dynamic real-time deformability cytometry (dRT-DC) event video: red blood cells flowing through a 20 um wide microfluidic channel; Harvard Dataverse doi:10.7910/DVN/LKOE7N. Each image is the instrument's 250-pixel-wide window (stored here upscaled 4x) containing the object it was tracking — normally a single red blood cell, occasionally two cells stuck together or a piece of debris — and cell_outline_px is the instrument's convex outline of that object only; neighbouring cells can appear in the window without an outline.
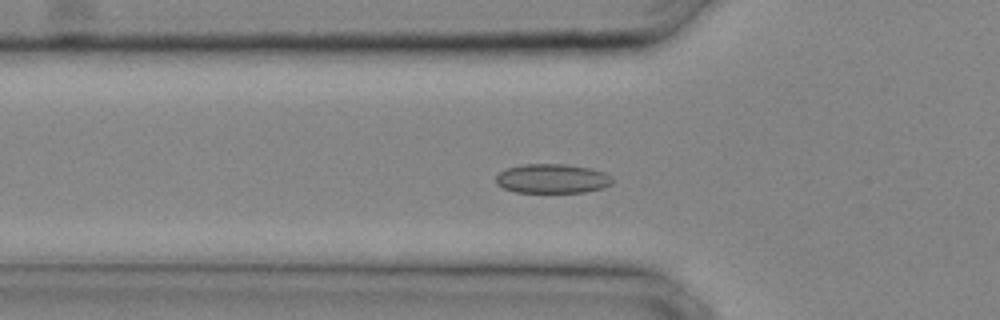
{"species": "common noctule bat (a hibernating species)", "species_latin": "Nyctalus noctula", "temperature_condition": "cold", "stored_images_in_passage": 29, "camera_frame_rate_fps": 3000, "um_per_image_px": 0.085, "animal": {"sex": "male", "body_mass_g": 20.4}, "frame": {"image": 1, "passage_image": 9, "time_ms": 2.667, "image_size_px": [1000, 320], "cell_outline_px": [[612, 184], [604, 188], [584, 192], [516, 192], [504, 188], [496, 184], [496, 176], [500, 172], [508, 168], [524, 164], [564, 164], [588, 168], [604, 172], [612, 180]], "centroid_in_image_um": [46.93, 15.19], "position_along_channel_um": 78.9, "area_um2": 19.71}}
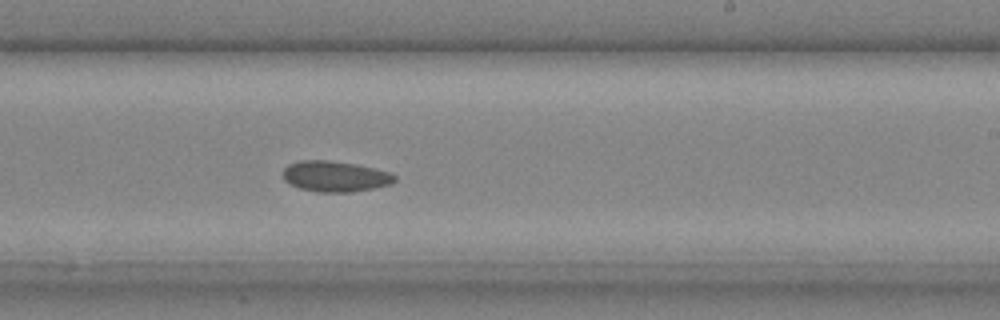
{"frame": {"image": 2, "passage_image": 18, "time_ms": 5.667, "image_size_px": [1000, 320], "cell_outline_px": [[396, 180], [392, 184], [352, 192], [316, 192], [300, 188], [284, 180], [284, 168], [288, 164], [300, 160], [328, 160], [356, 164], [388, 172], [396, 176]], "centroid_in_image_um": [28.48, 14.99], "position_along_channel_um": 260.5, "area_um2": 19.88}}
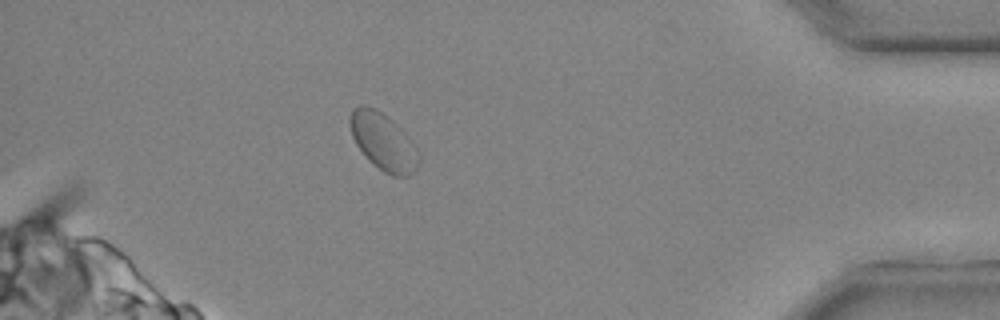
{"frame": {"image": 3, "passage_image": 27, "time_ms": 8.667, "image_size_px": [1000, 320], "cell_outline_px": [[420, 160], [416, 168], [408, 176], [392, 176], [384, 172], [372, 164], [364, 156], [356, 144], [352, 136], [348, 124], [348, 120], [352, 108], [360, 104], [364, 104], [376, 108], [388, 116], [408, 136], [420, 152]], "centroid_in_image_um": [32.55, 12.02], "position_along_channel_um": 402.6, "area_um2": 23.35}}